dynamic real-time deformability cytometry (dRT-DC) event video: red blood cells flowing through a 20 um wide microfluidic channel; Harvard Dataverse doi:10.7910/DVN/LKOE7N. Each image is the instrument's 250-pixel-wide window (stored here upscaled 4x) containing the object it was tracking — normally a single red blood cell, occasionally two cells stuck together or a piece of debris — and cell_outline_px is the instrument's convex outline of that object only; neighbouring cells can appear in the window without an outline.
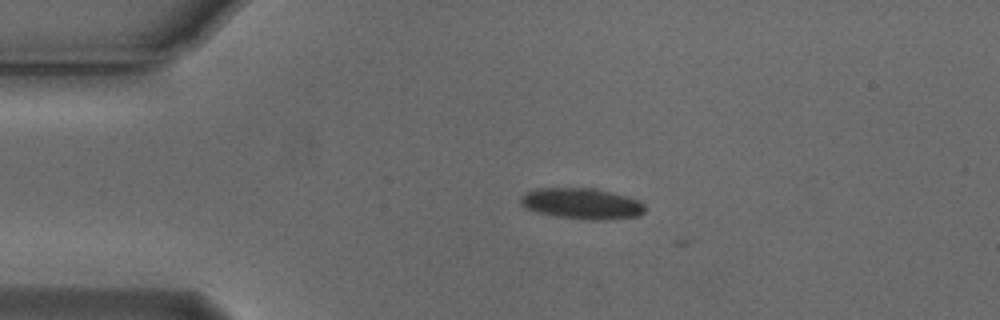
{"species": "Egyptian fruit bat (a non-hibernating species)", "species_latin": "Rousettus aegyptiacus", "temperature_condition": "cold", "stored_images_in_passage": 13, "camera_frame_rate_fps": 3000, "um_per_image_px": 0.085, "animal": {"sex": "male"}, "frame": {"image": 1, "passage_image": 12, "time_ms": 3.667, "image_size_px": [1000, 320], "cell_outline_px": [[644, 212], [636, 216], [608, 220], [588, 220], [556, 216], [536, 212], [524, 208], [520, 204], [520, 196], [524, 192], [536, 188], [592, 188], [640, 200], [644, 204]], "centroid_in_image_um": [49.39, 17.31], "position_along_channel_um": 35.6, "area_um2": 22.48}}